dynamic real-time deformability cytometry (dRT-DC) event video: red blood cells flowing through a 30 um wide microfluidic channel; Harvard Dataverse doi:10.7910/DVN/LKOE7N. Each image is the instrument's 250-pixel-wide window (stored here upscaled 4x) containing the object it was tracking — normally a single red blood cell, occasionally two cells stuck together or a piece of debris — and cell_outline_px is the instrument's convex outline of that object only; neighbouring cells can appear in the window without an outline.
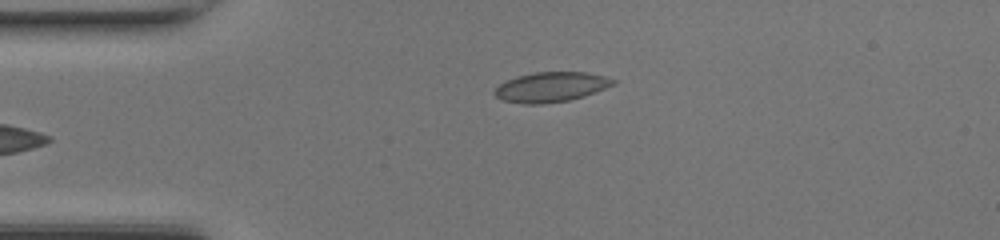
{"species": "common noctule bat (a hibernating species)", "species_latin": "Nyctalus noctula", "temperature_condition": "room temperature", "stored_images_in_passage": 33, "camera_frame_rate_fps": 3000, "um_per_image_px": 0.085, "animal": {"sex": "female", "body_mass_g": 17.0, "forearm_length_mm": 48.0}, "frame": {"image": 1, "passage_image": 3, "time_ms": 0.667, "image_size_px": [1000, 240], "cell_outline_px": [[616, 84], [596, 92], [584, 96], [568, 100], [540, 104], [524, 104], [504, 100], [496, 96], [492, 92], [500, 84], [516, 76], [536, 72], [584, 72], [604, 76], [616, 80]], "centroid_in_image_um": [46.85, 7.39], "position_along_channel_um": 38.1, "area_um2": 20.52}}
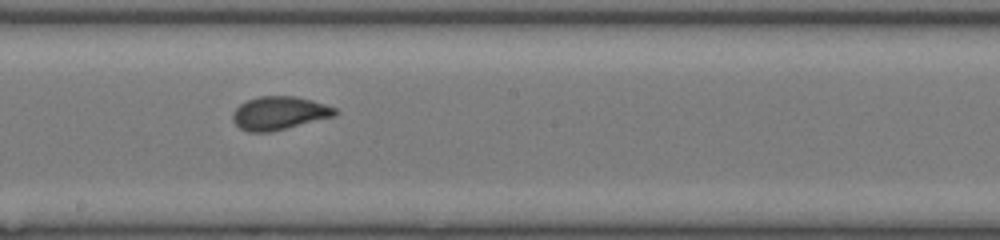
{"frame": {"image": 2, "passage_image": 18, "time_ms": 5.667, "image_size_px": [1000, 240], "cell_outline_px": [[340, 112], [336, 116], [272, 132], [248, 132], [240, 128], [232, 120], [232, 112], [240, 104], [248, 100], [260, 96], [296, 96], [312, 100], [336, 108]], "centroid_in_image_um": [23.76, 9.62], "position_along_channel_um": 224.4, "area_um2": 20.06}}
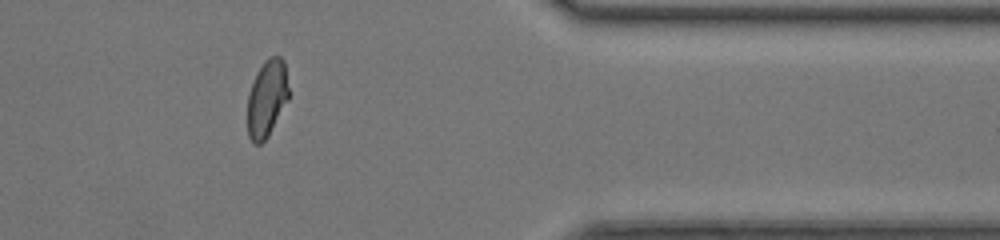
{"frame": {"image": 3, "passage_image": 31, "time_ms": 10.0, "image_size_px": [1000, 240], "cell_outline_px": [[288, 100], [268, 136], [260, 144], [256, 144], [248, 136], [248, 96], [256, 72], [264, 60], [268, 56], [280, 56], [284, 60], [288, 88]], "centroid_in_image_um": [22.69, 8.33], "position_along_channel_um": 388.7, "area_um2": 18.38}, "authors_computed_cell_mechanics": {"area_um2": 19.7098, "velocity_mm_per_s": 4.3252, "shape_relaxation_time_tau1_ms": 5.1016, "shape_relaxation_time_tau2_ms": null, "deformation_change_tau1": 0.142, "deformation_change_tau2": null}}